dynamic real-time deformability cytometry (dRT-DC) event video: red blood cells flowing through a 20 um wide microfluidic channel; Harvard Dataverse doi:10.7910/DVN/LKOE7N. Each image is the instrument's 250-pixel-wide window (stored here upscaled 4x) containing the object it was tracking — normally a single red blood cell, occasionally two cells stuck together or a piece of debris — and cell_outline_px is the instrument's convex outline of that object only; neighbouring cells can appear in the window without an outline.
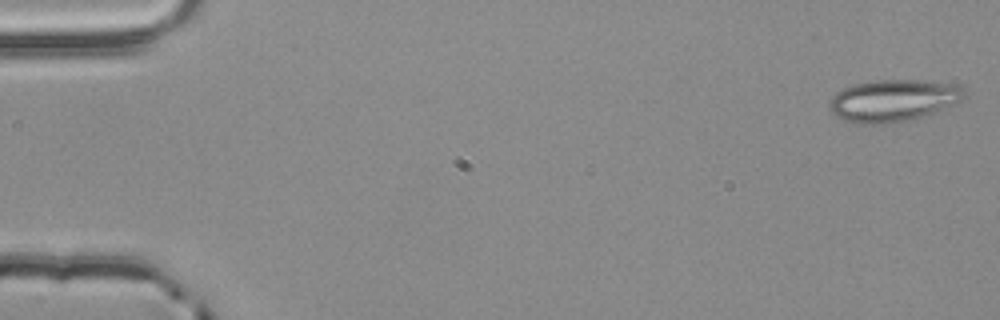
{"species": "common noctule bat (a hibernating species)", "species_latin": "Nyctalus noctula", "temperature_condition": "room temperature", "stored_images_in_passage": 3, "camera_frame_rate_fps": 3000, "um_per_image_px": 0.085, "animal": {"sex": "male", "body_mass_g": 20.4}, "frame": {"image": 1, "passage_image": 1, "time_ms": 0.0, "image_size_px": [1000, 320], "cell_outline_px": [[964, 96], [960, 100], [936, 112], [924, 116], [908, 120], [884, 124], [856, 124], [844, 120], [836, 116], [828, 108], [828, 100], [836, 92], [852, 84], [876, 80], [924, 80], [960, 84]], "centroid_in_image_um": [75.87, 8.54], "position_along_channel_um": 9.1, "area_um2": 33.23}}
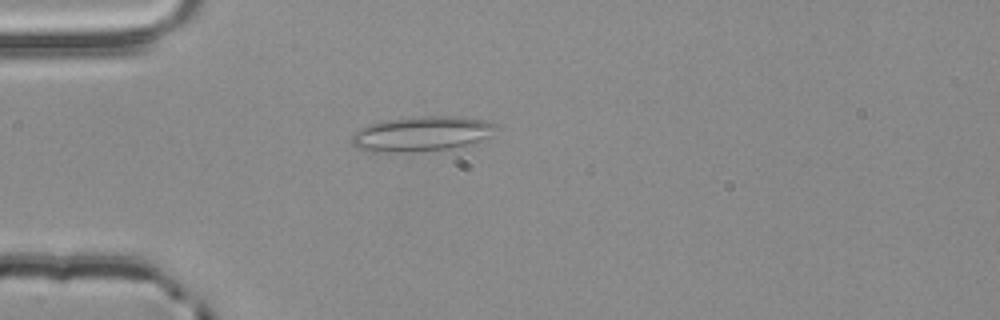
{"frame": {"image": 2, "passage_image": 3, "time_ms": 0.667, "image_size_px": [1000, 320], "cell_outline_px": [[496, 128], [488, 136], [464, 144], [448, 148], [408, 152], [372, 152], [356, 148], [352, 144], [352, 136], [360, 128], [368, 124], [388, 120], [420, 116], [464, 116], [484, 120], [496, 124]], "centroid_in_image_um": [35.77, 11.36], "position_along_channel_um": 49.2, "area_um2": 28.9}}